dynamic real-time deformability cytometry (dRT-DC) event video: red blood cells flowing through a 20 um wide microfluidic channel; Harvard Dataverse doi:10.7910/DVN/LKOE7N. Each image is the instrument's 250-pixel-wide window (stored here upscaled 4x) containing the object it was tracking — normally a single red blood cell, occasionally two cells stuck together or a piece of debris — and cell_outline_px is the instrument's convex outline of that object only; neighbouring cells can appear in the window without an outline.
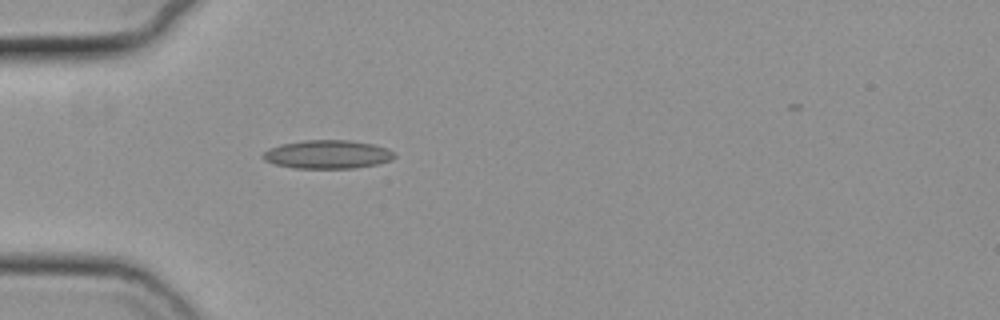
{"species": "common noctule bat (a hibernating species)", "species_latin": "Nyctalus noctula", "temperature_condition": "cold", "stored_images_in_passage": 36, "camera_frame_rate_fps": 3000, "um_per_image_px": 0.085, "animal": {"sex": "female", "body_mass_g": 19.3, "forearm_length_mm": 54.1}, "frame": {"image": 1, "passage_image": 1, "time_ms": 0.0, "image_size_px": [1000, 320], "cell_outline_px": [[396, 156], [392, 160], [376, 164], [356, 168], [292, 168], [272, 164], [264, 160], [260, 156], [268, 148], [280, 144], [304, 140], [348, 140], [372, 144], [388, 148]], "centroid_in_image_um": [27.79, 13.12], "position_along_channel_um": 57.2, "area_um2": 22.02}}
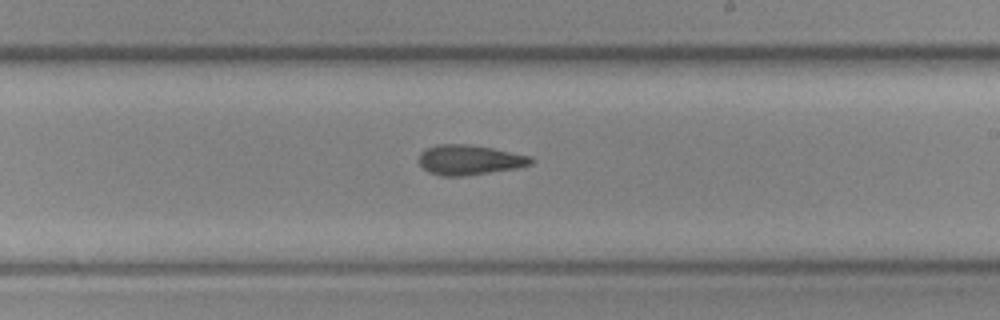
{"frame": {"image": 2, "passage_image": 17, "time_ms": 5.333, "image_size_px": [1000, 320], "cell_outline_px": [[536, 160], [532, 164], [516, 168], [464, 176], [440, 176], [428, 172], [420, 164], [420, 152], [424, 148], [436, 144], [464, 144], [492, 148], [532, 156]], "centroid_in_image_um": [39.91, 13.59], "position_along_channel_um": 249.1, "area_um2": 19.65}}
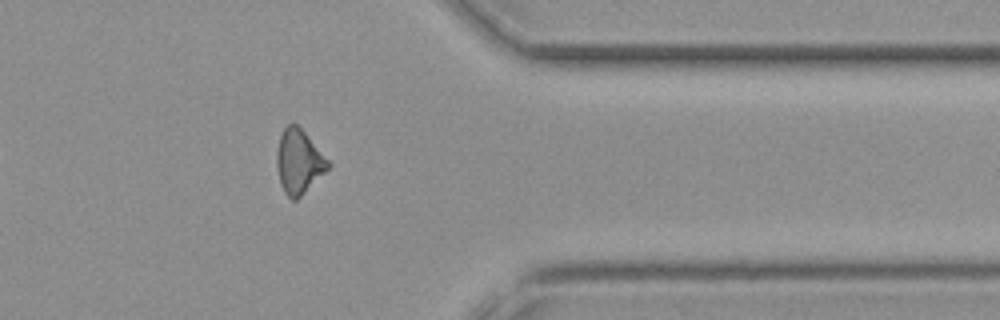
{"frame": {"image": 3, "passage_image": 29, "time_ms": 9.333, "image_size_px": [1000, 320], "cell_outline_px": [[332, 164], [296, 200], [292, 200], [284, 192], [280, 184], [276, 168], [276, 152], [280, 136], [284, 128], [288, 124], [296, 124], [304, 132]], "centroid_in_image_um": [25.36, 13.74], "position_along_channel_um": 386.0, "area_um2": 18.84}, "authors_computed_cell_mechanics": {"area_um2": 19.3919, "velocity_mm_per_s": 3.7316, "shape_relaxation_time_tau1_ms": 10.7925, "shape_relaxation_time_tau2_ms": 2.0626, "deformation_change_tau1": 0.2092, "deformation_change_tau2": 0.0868}}